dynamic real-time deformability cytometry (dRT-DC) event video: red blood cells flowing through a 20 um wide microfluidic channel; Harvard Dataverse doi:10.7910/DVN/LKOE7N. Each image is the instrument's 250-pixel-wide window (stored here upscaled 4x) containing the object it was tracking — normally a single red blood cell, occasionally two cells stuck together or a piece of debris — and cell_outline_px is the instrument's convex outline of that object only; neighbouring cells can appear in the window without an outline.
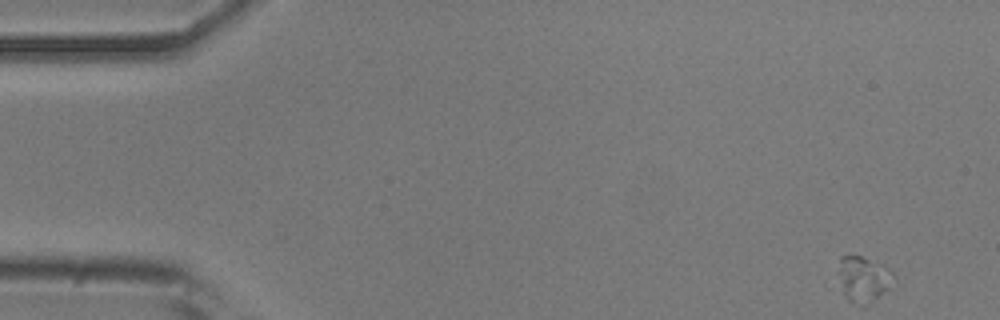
{"species": "common noctule bat (a hibernating species)", "species_latin": "Nyctalus noctula", "temperature_condition": "room temperature", "stored_images_in_passage": 53, "camera_frame_rate_fps": 3000, "um_per_image_px": 0.085, "animal": {"sex": "male", "body_mass_g": 20.5, "forearm_length_mm": 52.5}, "frame": {"image": 1, "passage_image": 1, "time_ms": 0.0, "image_size_px": [1000, 320], "cell_outline_px": [[896, 276], [888, 288], [884, 292], [868, 304], [848, 300], [844, 292], [836, 272], [840, 256], [860, 256], [884, 264]], "centroid_in_image_um": [73.38, 23.66], "position_along_channel_um": 11.6, "area_um2": 14.51}}
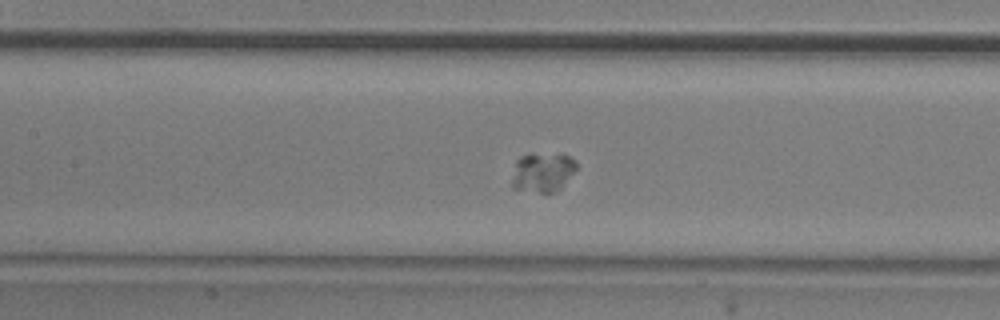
{"frame": {"image": 2, "passage_image": 23, "time_ms": 7.333, "image_size_px": [1000, 320], "cell_outline_px": [[576, 168], [560, 188], [552, 192], [540, 192], [512, 188], [512, 180], [516, 160], [520, 156], [560, 152], [576, 160]], "centroid_in_image_um": [46.12, 14.61], "position_along_channel_um": 161.3, "area_um2": 14.62}}
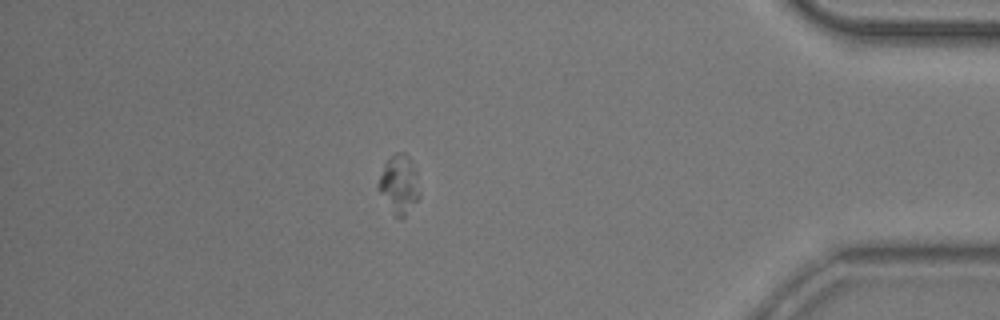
{"frame": {"image": 3, "passage_image": 46, "time_ms": 15.0, "image_size_px": [1000, 320], "cell_outline_px": [[420, 196], [404, 216], [400, 220], [392, 212], [376, 188], [376, 184], [384, 164], [396, 152], [404, 152], [408, 156], [416, 172], [420, 192]], "centroid_in_image_um": [33.9, 15.67], "position_along_channel_um": 401.3, "area_um2": 13.99}}